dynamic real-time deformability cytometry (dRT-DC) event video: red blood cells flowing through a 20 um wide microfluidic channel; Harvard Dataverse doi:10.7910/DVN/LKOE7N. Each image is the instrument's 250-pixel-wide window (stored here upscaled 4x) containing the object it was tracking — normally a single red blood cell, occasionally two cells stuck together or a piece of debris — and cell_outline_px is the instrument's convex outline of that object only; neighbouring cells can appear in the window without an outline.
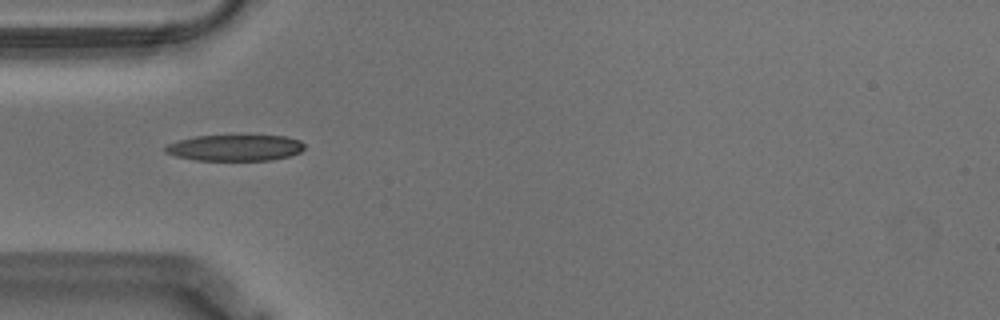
{"species": "Egyptian fruit bat (a non-hibernating species)", "species_latin": "Rousettus aegyptiacus", "temperature_condition": "warm", "stored_images_in_passage": 40, "camera_frame_rate_fps": 3000, "um_per_image_px": 0.085, "animal": {"sex": "male"}, "frame": {"image": 1, "passage_image": 1, "time_ms": 0.0, "image_size_px": [1000, 320], "cell_outline_px": [[304, 148], [300, 152], [288, 156], [272, 160], [196, 160], [176, 156], [164, 152], [164, 148], [168, 144], [180, 140], [196, 136], [288, 136], [300, 140], [304, 144]], "centroid_in_image_um": [19.99, 12.56], "position_along_channel_um": 65.0, "area_um2": 21.04}}
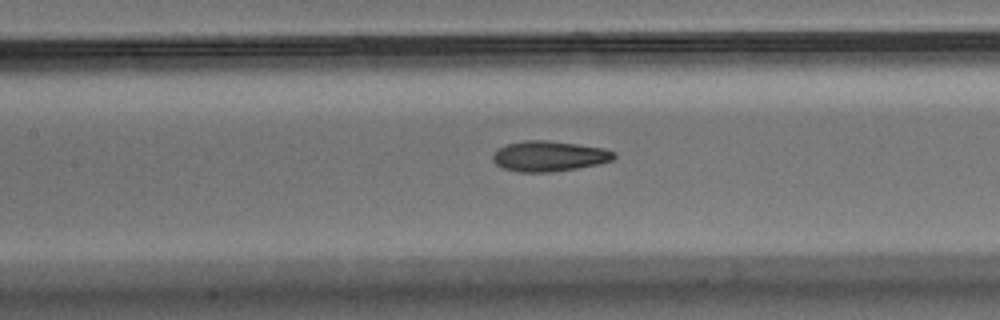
{"frame": {"image": 2, "passage_image": 9, "time_ms": 2.667, "image_size_px": [1000, 320], "cell_outline_px": [[616, 156], [612, 160], [596, 164], [576, 168], [552, 172], [520, 172], [504, 168], [496, 164], [492, 160], [492, 156], [496, 148], [508, 144], [524, 140], [548, 140], [604, 148], [616, 152]], "centroid_in_image_um": [46.65, 13.26], "position_along_channel_um": 160.8, "area_um2": 21.44}}
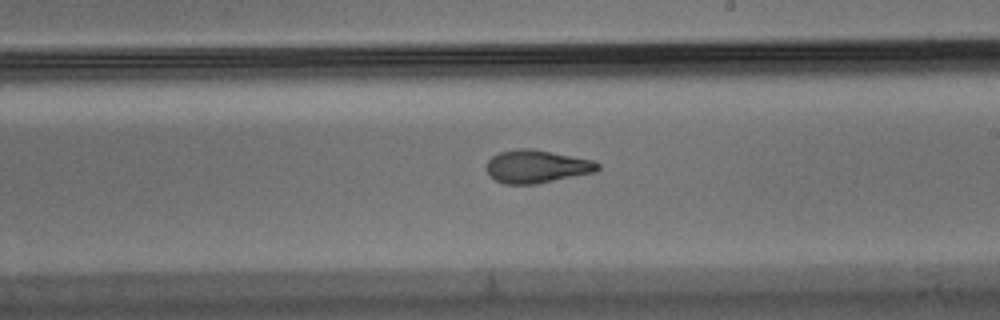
{"frame": {"image": 3, "passage_image": 16, "time_ms": 5.0, "image_size_px": [1000, 320], "cell_outline_px": [[600, 168], [596, 172], [536, 184], [504, 184], [488, 176], [488, 160], [492, 156], [500, 152], [516, 148], [532, 148], [592, 160], [600, 164]], "centroid_in_image_um": [45.62, 14.15], "position_along_channel_um": 243.4, "area_um2": 21.39}, "authors_computed_cell_mechanics": {"area_um2": 21.7906, "velocity_mm_per_s": 3.556, "shape_relaxation_time_tau1_ms": null, "shape_relaxation_time_tau2_ms": 2.0393, "deformation_change_tau1": null, "deformation_change_tau2": 0.0929}}